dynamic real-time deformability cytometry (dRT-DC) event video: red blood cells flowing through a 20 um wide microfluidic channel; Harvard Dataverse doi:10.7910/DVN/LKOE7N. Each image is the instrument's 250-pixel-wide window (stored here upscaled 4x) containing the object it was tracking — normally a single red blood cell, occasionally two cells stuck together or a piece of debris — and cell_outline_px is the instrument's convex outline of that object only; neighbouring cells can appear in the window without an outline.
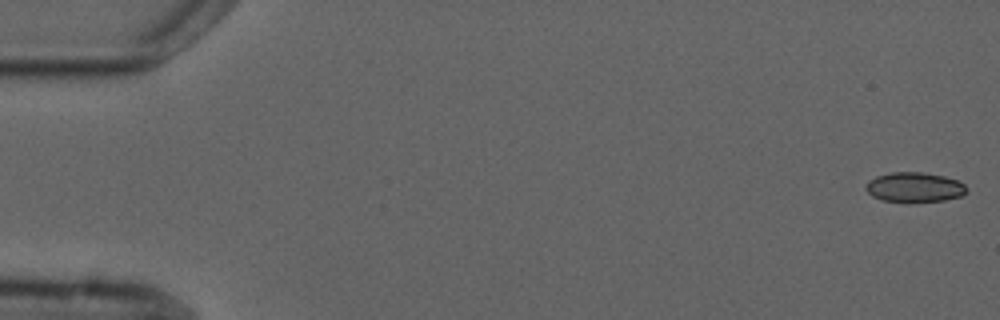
{"species": "common noctule bat (a hibernating species)", "species_latin": "Nyctalus noctula", "temperature_condition": "cold", "stored_images_in_passage": 4, "camera_frame_rate_fps": 3000, "um_per_image_px": 0.085, "animal": {"sex": "male", "forearm_length_mm": 52.5}, "frame": {"image": 1, "passage_image": 1, "time_ms": 0.0, "image_size_px": [1000, 320], "cell_outline_px": [[968, 192], [964, 196], [944, 200], [908, 204], [884, 200], [872, 196], [864, 188], [868, 180], [876, 176], [892, 172], [924, 172], [944, 176], [956, 180], [964, 184], [968, 188]], "centroid_in_image_um": [77.75, 15.94], "position_along_channel_um": 7.3, "area_um2": 18.09}}
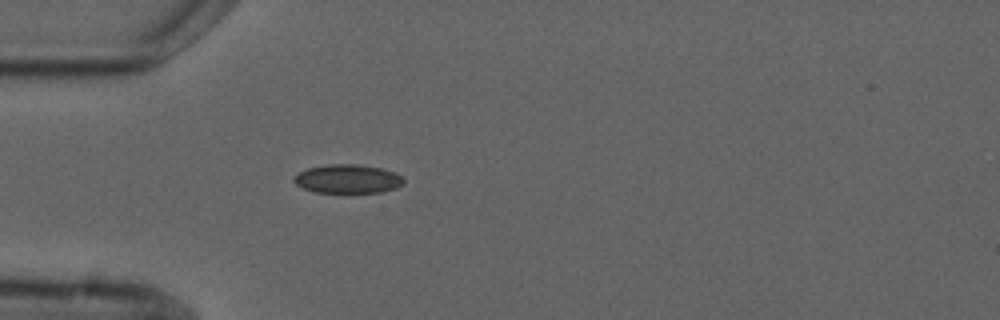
{"frame": {"image": 2, "passage_image": 4, "time_ms": 5.0, "image_size_px": [1000, 320], "cell_outline_px": [[404, 184], [396, 188], [380, 192], [316, 192], [304, 188], [296, 184], [292, 180], [300, 172], [308, 168], [328, 164], [356, 164], [380, 168], [404, 176]], "centroid_in_image_um": [29.58, 15.2], "position_along_channel_um": 55.4, "area_um2": 18.21}}